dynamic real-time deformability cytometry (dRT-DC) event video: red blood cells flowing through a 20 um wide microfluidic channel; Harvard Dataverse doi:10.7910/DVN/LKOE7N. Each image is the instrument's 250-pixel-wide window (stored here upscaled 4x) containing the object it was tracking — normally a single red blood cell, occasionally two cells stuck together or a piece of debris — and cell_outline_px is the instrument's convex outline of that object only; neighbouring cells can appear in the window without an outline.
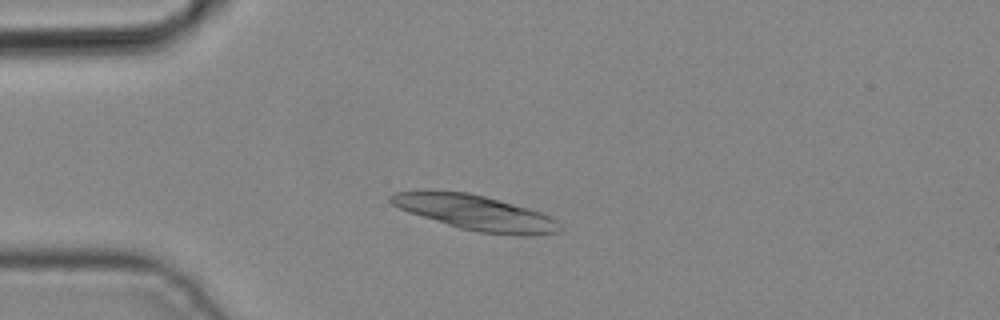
{"species": "common noctule bat (a hibernating species)", "species_latin": "Nyctalus noctula", "temperature_condition": "cold", "stored_images_in_passage": 2, "camera_frame_rate_fps": 3000, "um_per_image_px": 0.085, "animal": {"sex": "male", "body_mass_g": 19.2, "forearm_length_mm": 51.8}, "frame": {"image": 1, "passage_image": 2, "time_ms": 0.333, "image_size_px": [1000, 320], "cell_outline_px": [[560, 232], [528, 236], [520, 236], [480, 232], [460, 228], [408, 212], [392, 204], [388, 200], [388, 196], [396, 192], [468, 192], [484, 196], [528, 208], [552, 216], [556, 220]], "centroid_in_image_um": [40.46, 18.1], "position_along_channel_um": 44.5, "area_um2": 33.81}}